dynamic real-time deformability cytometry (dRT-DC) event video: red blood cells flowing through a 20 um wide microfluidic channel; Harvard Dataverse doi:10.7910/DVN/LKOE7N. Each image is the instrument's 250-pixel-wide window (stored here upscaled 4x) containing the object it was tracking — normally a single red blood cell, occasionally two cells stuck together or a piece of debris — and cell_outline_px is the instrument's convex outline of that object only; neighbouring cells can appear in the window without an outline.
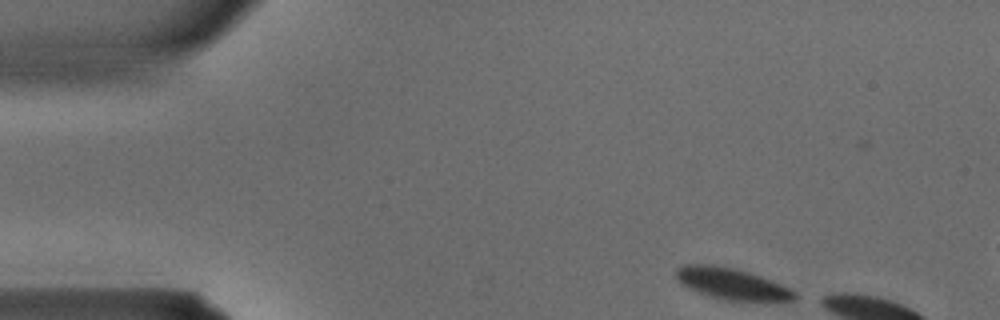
{"species": "common noctule bat (a hibernating species)", "species_latin": "Nyctalus noctula", "temperature_condition": "warm", "stored_images_in_passage": 5, "camera_frame_rate_fps": 3000, "um_per_image_px": 0.085, "animal": {"sex": "male", "body_mass_g": 15.6}, "frame": {"image": 1, "passage_image": 1, "time_ms": 0.0, "image_size_px": [1000, 320], "cell_outline_px": [[800, 296], [796, 300], [728, 300], [712, 296], [700, 292], [684, 284], [676, 276], [676, 268], [684, 264], [712, 264], [736, 268], [760, 276], [780, 284], [796, 292]], "centroid_in_image_um": [62.23, 24.09], "position_along_channel_um": 22.8, "area_um2": 21.1}}